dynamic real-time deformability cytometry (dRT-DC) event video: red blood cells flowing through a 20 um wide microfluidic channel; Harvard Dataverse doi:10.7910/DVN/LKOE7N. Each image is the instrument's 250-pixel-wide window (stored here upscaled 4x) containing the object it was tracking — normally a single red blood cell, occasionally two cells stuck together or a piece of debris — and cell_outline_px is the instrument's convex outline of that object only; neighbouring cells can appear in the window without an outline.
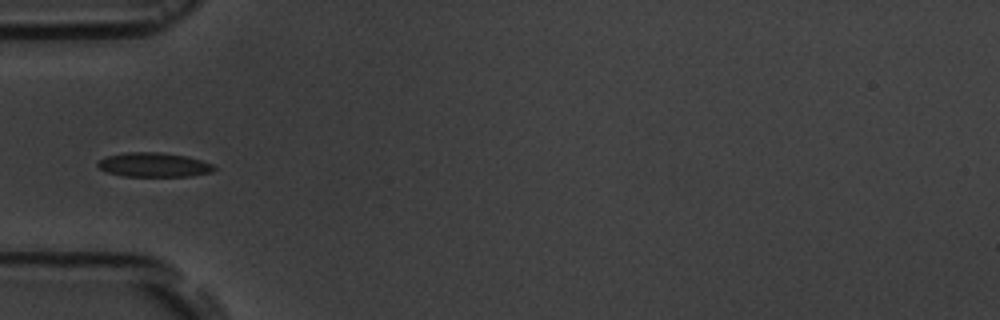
{"species": "common noctule bat (a hibernating species)", "species_latin": "Nyctalus noctula", "temperature_condition": "room temperature", "stored_images_in_passage": 10, "camera_frame_rate_fps": 3000, "um_per_image_px": 0.085, "animal": {"sex": "male", "body_mass_g": 19.5, "forearm_length_mm": 54.6}, "frame": {"image": 1, "passage_image": 5, "time_ms": 4.667, "image_size_px": [1000, 320], "cell_outline_px": [[216, 168], [212, 172], [192, 176], [124, 176], [104, 172], [96, 164], [100, 160], [108, 156], [128, 152], [160, 152], [188, 156], [212, 164]], "centroid_in_image_um": [13.08, 14.01], "position_along_channel_um": 71.9, "area_um2": 16.47}}
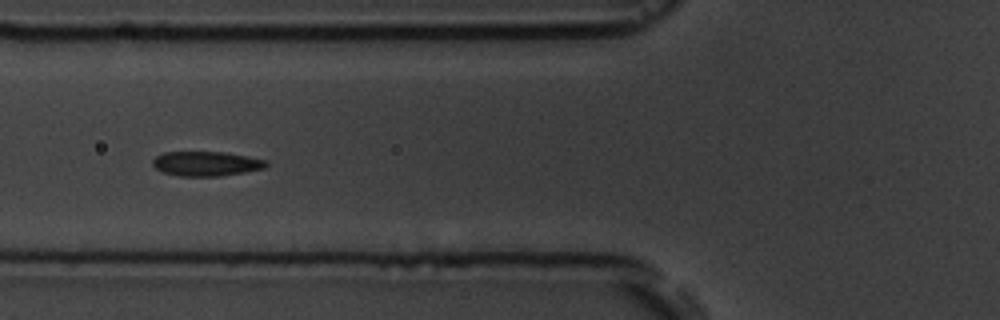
{"frame": {"image": 2, "passage_image": 6, "time_ms": 5.667, "image_size_px": [1000, 320], "cell_outline_px": [[268, 164], [264, 168], [244, 172], [220, 176], [180, 176], [164, 172], [156, 168], [152, 164], [152, 160], [156, 156], [164, 152], [224, 152], [248, 156], [268, 160]], "centroid_in_image_um": [17.54, 13.9], "position_along_channel_um": 108.3, "area_um2": 16.24}}
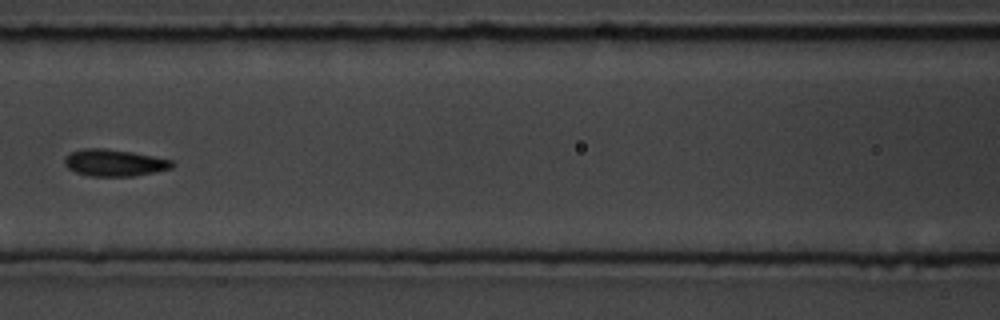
{"frame": {"image": 3, "passage_image": 7, "time_ms": 7.0, "image_size_px": [1000, 320], "cell_outline_px": [[176, 164], [172, 168], [132, 176], [88, 176], [76, 172], [68, 168], [64, 164], [64, 156], [72, 152], [84, 148], [104, 148], [132, 152], [172, 160]], "centroid_in_image_um": [9.69, 13.83], "position_along_channel_um": 156.9, "area_um2": 16.76}}